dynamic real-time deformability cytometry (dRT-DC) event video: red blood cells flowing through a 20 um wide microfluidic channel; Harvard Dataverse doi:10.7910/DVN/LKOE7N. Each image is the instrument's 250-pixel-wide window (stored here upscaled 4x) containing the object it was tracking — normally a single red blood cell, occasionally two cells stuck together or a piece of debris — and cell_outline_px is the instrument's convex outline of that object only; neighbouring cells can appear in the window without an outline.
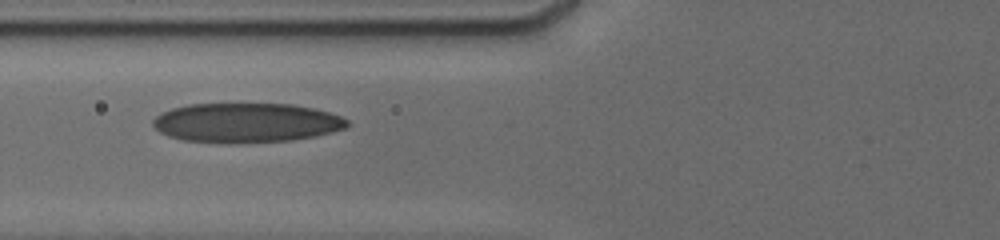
{"species": "human", "species_latin": "Homo sapiens", "temperature_condition": "cold", "stored_images_in_passage": 5, "camera_frame_rate_fps": 3000, "um_per_image_px": 0.085, "donor": {"sex": "male"}, "frame": {"image": 1, "passage_image": 3, "time_ms": 2.0, "image_size_px": [1000, 240], "cell_outline_px": [[348, 128], [316, 136], [292, 140], [228, 144], [184, 140], [168, 136], [160, 132], [152, 124], [152, 120], [160, 112], [172, 108], [188, 104], [292, 104], [312, 108], [328, 112], [340, 116], [348, 120]], "centroid_in_image_um": [20.92, 10.44], "position_along_channel_um": 104.9, "area_um2": 44.97}}
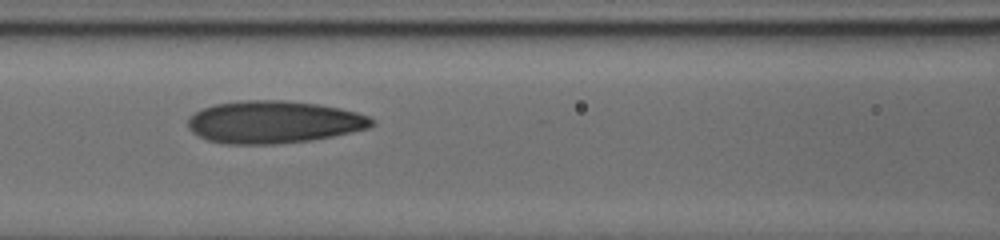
{"frame": {"image": 2, "passage_image": 4, "time_ms": 3.0, "image_size_px": [1000, 240], "cell_outline_px": [[376, 124], [368, 128], [352, 132], [312, 140], [276, 144], [228, 144], [208, 140], [192, 132], [188, 128], [188, 120], [196, 112], [204, 108], [216, 104], [244, 100], [284, 100], [316, 104], [340, 108], [356, 112], [368, 116], [376, 120]], "centroid_in_image_um": [23.3, 10.38], "position_along_channel_um": 143.3, "area_um2": 45.32}}